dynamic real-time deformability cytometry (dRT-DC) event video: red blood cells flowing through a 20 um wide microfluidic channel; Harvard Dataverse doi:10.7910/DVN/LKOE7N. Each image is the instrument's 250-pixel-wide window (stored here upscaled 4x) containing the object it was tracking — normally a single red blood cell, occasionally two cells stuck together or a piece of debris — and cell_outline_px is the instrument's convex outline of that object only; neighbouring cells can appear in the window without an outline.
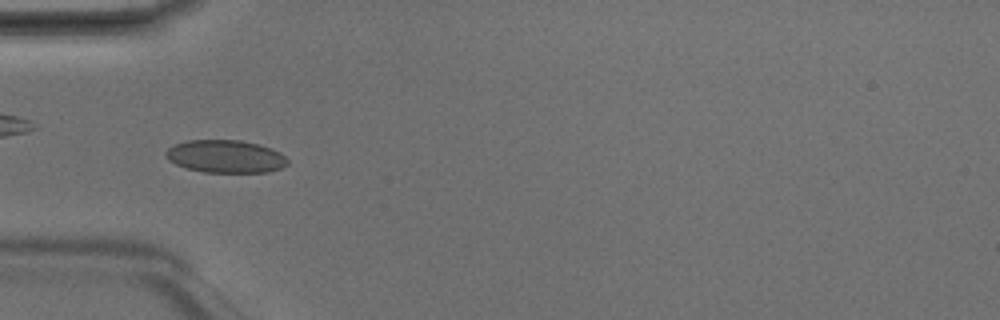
{"species": "Egyptian fruit bat (a non-hibernating species)", "species_latin": "Rousettus aegyptiacus", "temperature_condition": "room temperature", "stored_images_in_passage": 5, "camera_frame_rate_fps": 3000, "um_per_image_px": 0.085, "animal": {"sex": "male"}, "frame": {"image": 1, "passage_image": 3, "time_ms": 0.667, "image_size_px": [1000, 320], "cell_outline_px": [[288, 164], [280, 168], [268, 172], [204, 172], [184, 168], [168, 160], [164, 156], [164, 152], [168, 148], [176, 144], [188, 140], [240, 140], [260, 144], [272, 148], [280, 152], [288, 160]], "centroid_in_image_um": [19.16, 13.29], "position_along_channel_um": 65.8, "area_um2": 23.41}}